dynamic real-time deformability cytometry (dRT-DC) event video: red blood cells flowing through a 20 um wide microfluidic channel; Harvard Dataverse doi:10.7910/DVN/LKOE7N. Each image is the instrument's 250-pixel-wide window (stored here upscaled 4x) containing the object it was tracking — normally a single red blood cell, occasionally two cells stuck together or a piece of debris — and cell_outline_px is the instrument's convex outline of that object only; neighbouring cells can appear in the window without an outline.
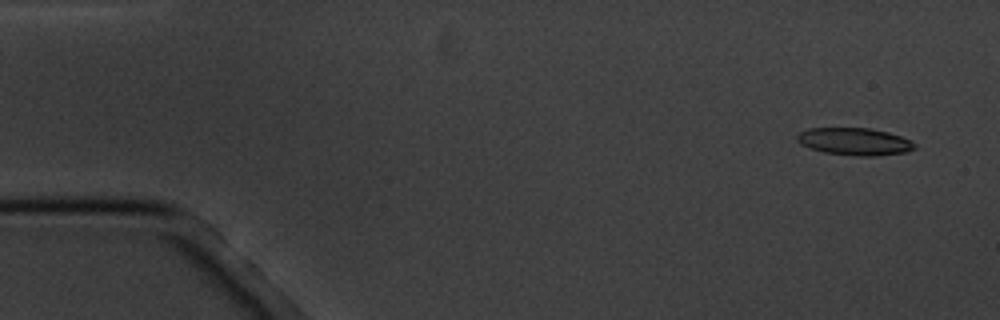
{"species": "common noctule bat (a hibernating species)", "species_latin": "Nyctalus noctula", "temperature_condition": "cold", "stored_images_in_passage": 5, "camera_frame_rate_fps": 3000, "um_per_image_px": 0.085, "animal": {"sex": "male", "body_mass_g": 20.1, "forearm_length_mm": 53.5}, "frame": {"image": 1, "passage_image": 2, "time_ms": 1.0, "image_size_px": [1000, 320], "cell_outline_px": [[916, 148], [908, 152], [876, 156], [856, 156], [824, 152], [800, 144], [796, 140], [796, 136], [800, 132], [808, 128], [872, 128], [888, 132], [912, 140], [916, 144]], "centroid_in_image_um": [72.68, 12.03], "position_along_channel_um": 12.3, "area_um2": 18.9}}
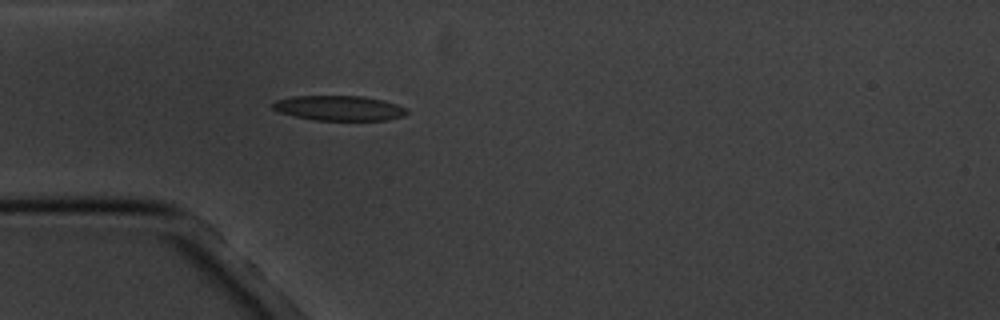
{"frame": {"image": 2, "passage_image": 5, "time_ms": 5.333, "image_size_px": [1000, 320], "cell_outline_px": [[408, 112], [404, 116], [388, 120], [312, 120], [280, 112], [272, 108], [272, 104], [276, 100], [292, 96], [364, 96], [384, 100], [408, 108]], "centroid_in_image_um": [28.86, 9.18], "position_along_channel_um": 56.1, "area_um2": 19.59}}